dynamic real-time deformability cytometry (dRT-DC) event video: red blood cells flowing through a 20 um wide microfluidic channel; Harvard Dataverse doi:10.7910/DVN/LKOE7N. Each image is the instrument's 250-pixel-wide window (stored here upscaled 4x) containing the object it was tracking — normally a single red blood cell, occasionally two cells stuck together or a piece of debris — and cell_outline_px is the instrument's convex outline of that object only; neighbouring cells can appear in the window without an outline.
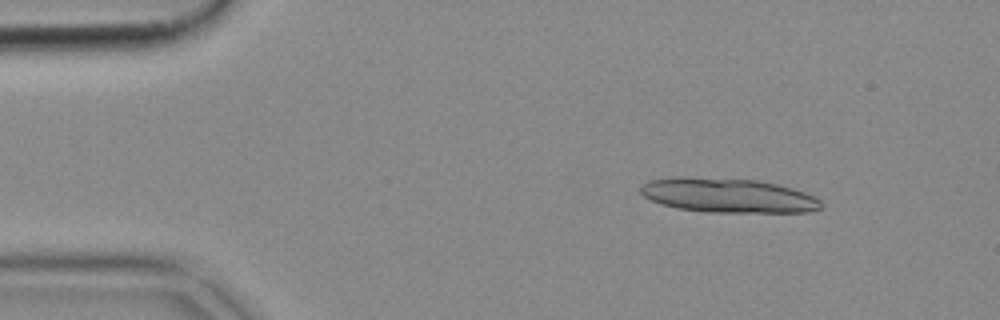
{"species": "common noctule bat (a hibernating species)", "species_latin": "Nyctalus noctula", "temperature_condition": "cold", "stored_images_in_passage": 18, "camera_frame_rate_fps": 3000, "um_per_image_px": 0.085, "animal": {"sex": "female", "body_mass_g": 18.4}, "frame": {"image": 1, "passage_image": 6, "time_ms": 1.667, "image_size_px": [1000, 320], "cell_outline_px": [[824, 204], [820, 208], [808, 212], [708, 212], [676, 208], [660, 204], [644, 196], [640, 192], [640, 188], [648, 180], [756, 180], [776, 184], [792, 188], [816, 196]], "centroid_in_image_um": [62.01, 16.67], "position_along_channel_um": 23.0, "area_um2": 34.68}}